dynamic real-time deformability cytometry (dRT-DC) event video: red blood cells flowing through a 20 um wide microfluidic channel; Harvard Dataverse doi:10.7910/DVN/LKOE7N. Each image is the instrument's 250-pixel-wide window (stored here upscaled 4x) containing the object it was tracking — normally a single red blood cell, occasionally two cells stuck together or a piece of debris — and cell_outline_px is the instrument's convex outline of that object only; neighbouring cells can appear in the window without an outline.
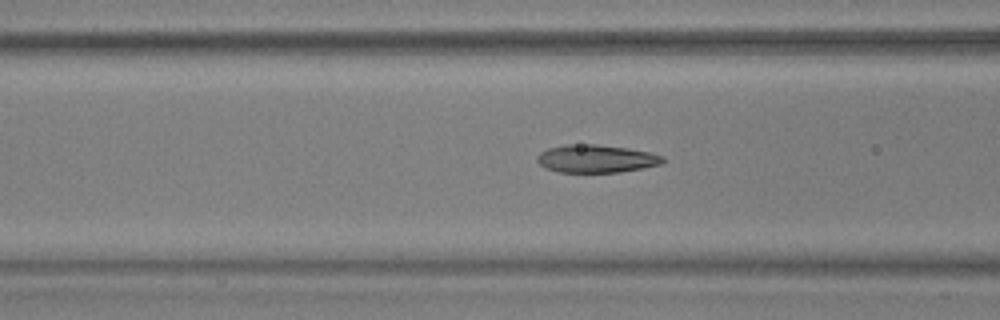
{"species": "common noctule bat (a hibernating species)", "species_latin": "Nyctalus noctula", "temperature_condition": "warm", "stored_images_in_passage": 46, "camera_frame_rate_fps": 3000, "um_per_image_px": 0.085, "animal": {"sex": "male", "body_mass_g": 17.9, "forearm_length_mm": 54.2}, "frame": {"image": 1, "passage_image": 23, "time_ms": 7.333, "image_size_px": [1000, 320], "cell_outline_px": [[664, 160], [660, 164], [644, 168], [620, 172], [560, 172], [544, 168], [536, 160], [536, 156], [540, 152], [548, 148], [564, 144], [596, 144], [628, 148], [648, 152], [664, 156]], "centroid_in_image_um": [50.64, 13.48], "position_along_channel_um": 116.0, "area_um2": 20.52}}
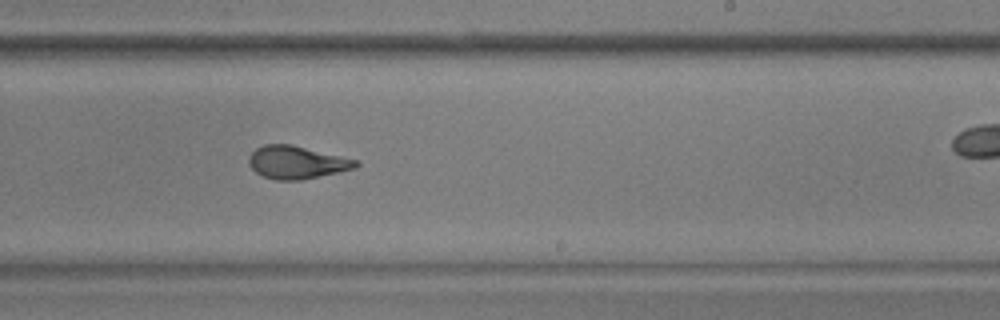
{"frame": {"image": 2, "passage_image": 35, "time_ms": 11.333, "image_size_px": [1000, 320], "cell_outline_px": [[360, 164], [356, 168], [300, 180], [276, 180], [264, 176], [256, 172], [248, 164], [248, 156], [256, 148], [264, 144], [292, 144], [356, 160]], "centroid_in_image_um": [25.18, 13.79], "position_along_channel_um": 263.8, "area_um2": 20.29}}
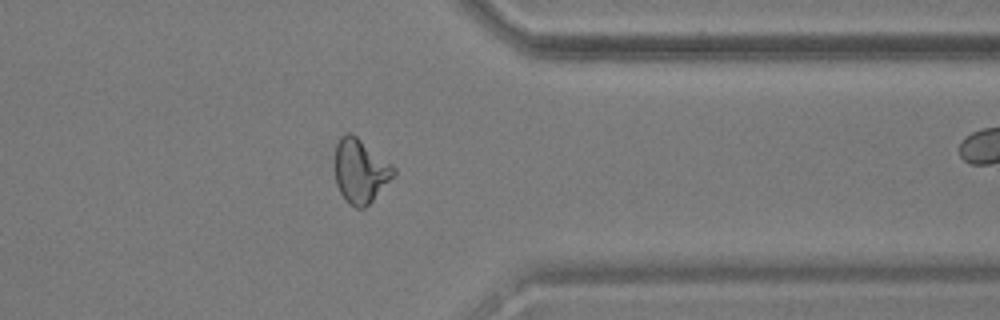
{"frame": {"image": 3, "passage_image": 45, "time_ms": 14.667, "image_size_px": [1000, 320], "cell_outline_px": [[396, 172], [372, 200], [364, 208], [356, 208], [348, 204], [340, 192], [336, 184], [332, 164], [332, 160], [336, 144], [340, 136], [348, 132], [352, 132], [392, 164], [396, 168]], "centroid_in_image_um": [30.56, 14.49], "position_along_channel_um": 380.8, "area_um2": 22.31}}